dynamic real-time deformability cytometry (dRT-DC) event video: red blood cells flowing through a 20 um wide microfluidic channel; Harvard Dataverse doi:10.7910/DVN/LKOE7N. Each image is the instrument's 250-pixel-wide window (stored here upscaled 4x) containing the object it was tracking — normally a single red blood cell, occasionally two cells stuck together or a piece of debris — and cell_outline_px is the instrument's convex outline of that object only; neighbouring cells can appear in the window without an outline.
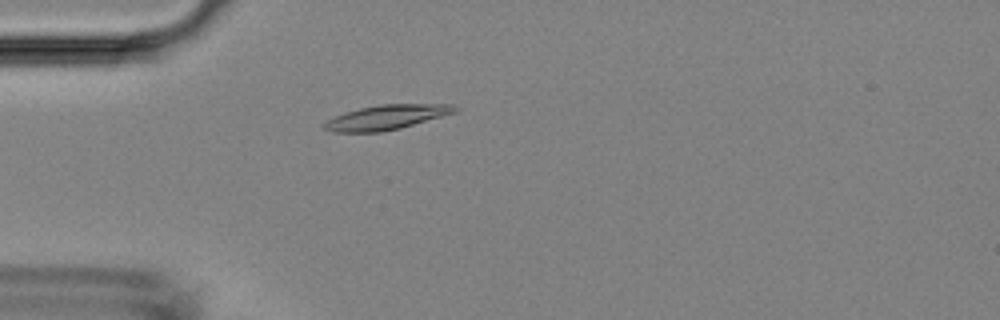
{"species": "Egyptian fruit bat (a non-hibernating species)", "species_latin": "Rousettus aegyptiacus", "temperature_condition": "room temperature", "stored_images_in_passage": 53, "camera_frame_rate_fps": 3000, "um_per_image_px": 0.085, "animal": {"sex": "female"}, "frame": {"image": 1, "passage_image": 15, "time_ms": 4.667, "image_size_px": [1000, 320], "cell_outline_px": [[460, 108], [456, 112], [400, 128], [380, 132], [332, 132], [324, 128], [324, 124], [328, 120], [344, 112], [360, 108], [380, 104], [452, 104]], "centroid_in_image_um": [32.87, 9.96], "position_along_channel_um": 52.1, "area_um2": 18.61}}
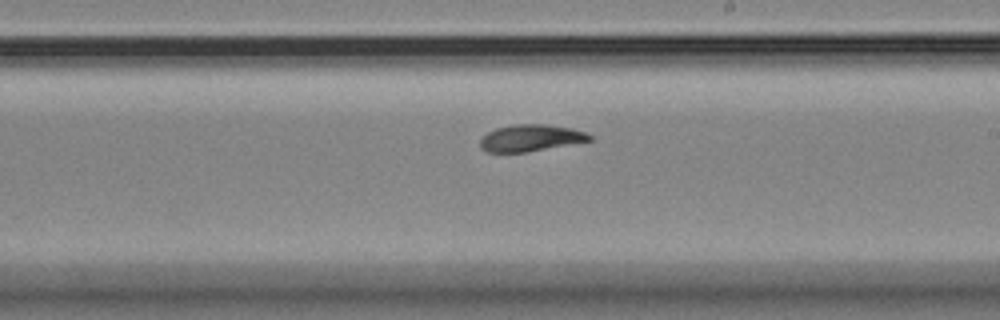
{"frame": {"image": 2, "passage_image": 31, "time_ms": 10.0, "image_size_px": [1000, 320], "cell_outline_px": [[596, 140], [528, 152], [484, 152], [480, 148], [480, 140], [488, 132], [496, 128], [516, 124], [544, 124], [572, 128], [584, 132], [592, 136]], "centroid_in_image_um": [45.14, 11.74], "position_along_channel_um": 243.9, "area_um2": 17.22}}
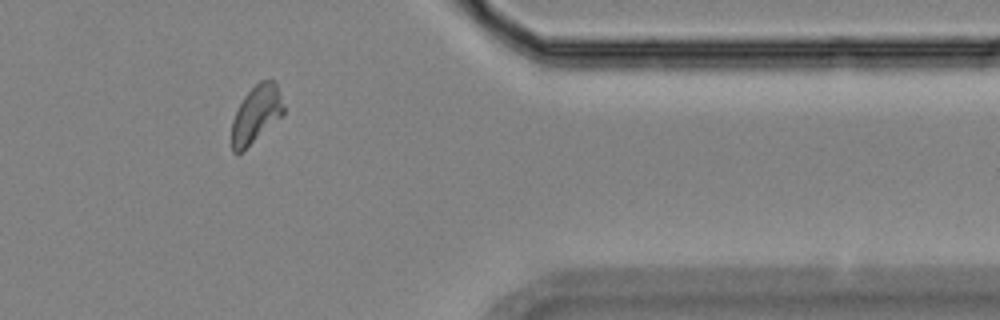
{"frame": {"image": 3, "passage_image": 44, "time_ms": 14.333, "image_size_px": [1000, 320], "cell_outline_px": [[284, 112], [280, 116], [240, 152], [232, 152], [232, 120], [244, 96], [260, 80], [272, 80], [276, 84], [284, 108]], "centroid_in_image_um": [21.75, 9.67], "position_along_channel_um": 389.7, "area_um2": 16.42}, "authors_computed_cell_mechanics": {"area_um2": 17.8024, "velocity_mm_per_s": 3.7604, "shape_relaxation_time_tau1_ms": 4.1459, "shape_relaxation_time_tau2_ms": 2.0065, "deformation_change_tau1": 0.1439, "deformation_change_tau2": 0.0527}}